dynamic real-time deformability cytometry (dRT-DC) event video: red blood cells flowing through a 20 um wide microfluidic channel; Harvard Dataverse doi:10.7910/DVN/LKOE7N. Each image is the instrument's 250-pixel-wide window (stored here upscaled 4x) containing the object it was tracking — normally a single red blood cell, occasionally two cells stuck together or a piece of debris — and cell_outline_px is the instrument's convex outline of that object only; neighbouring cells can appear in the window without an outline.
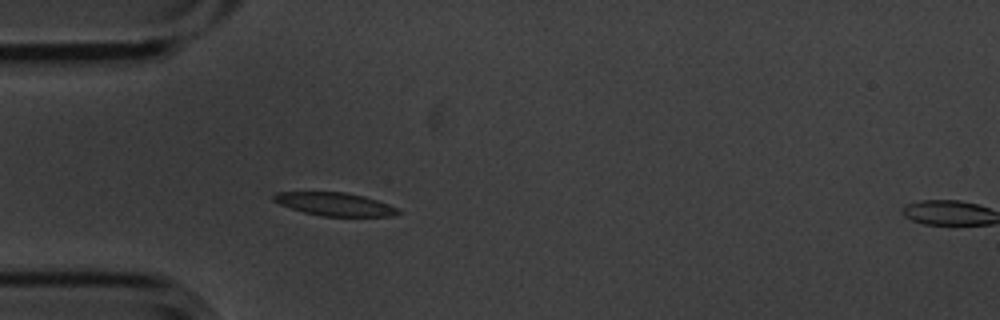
{"species": "common noctule bat (a hibernating species)", "species_latin": "Nyctalus noctula", "temperature_condition": "cold", "stored_images_in_passage": 5, "camera_frame_rate_fps": 3000, "um_per_image_px": 0.085, "animal": {"sex": "male", "body_mass_g": 20.1, "forearm_length_mm": 53.5}, "frame": {"image": 1, "passage_image": 4, "time_ms": 1.0, "image_size_px": [1000, 320], "cell_outline_px": [[400, 212], [392, 216], [320, 216], [304, 212], [280, 204], [272, 200], [272, 196], [276, 192], [344, 192], [364, 196], [400, 208]], "centroid_in_image_um": [28.46, 17.35], "position_along_channel_um": 56.5, "area_um2": 16.7}}